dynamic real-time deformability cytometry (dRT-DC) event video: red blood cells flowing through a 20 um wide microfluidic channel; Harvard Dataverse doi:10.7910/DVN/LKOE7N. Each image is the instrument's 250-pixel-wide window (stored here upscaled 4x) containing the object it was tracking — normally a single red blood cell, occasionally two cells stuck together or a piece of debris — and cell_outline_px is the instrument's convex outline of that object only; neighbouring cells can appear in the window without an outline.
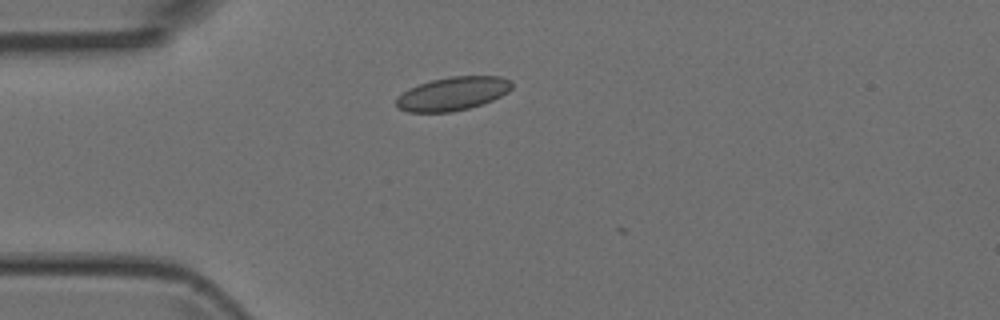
{"species": "Egyptian fruit bat (a non-hibernating species)", "species_latin": "Rousettus aegyptiacus", "temperature_condition": "room temperature", "stored_images_in_passage": 2, "camera_frame_rate_fps": 3000, "um_per_image_px": 0.085, "animal": {"sex": "female"}, "frame": {"image": 1, "passage_image": 2, "time_ms": 1.0, "image_size_px": [1000, 320], "cell_outline_px": [[512, 88], [508, 92], [492, 100], [468, 108], [452, 112], [408, 112], [396, 108], [396, 100], [408, 88], [432, 80], [452, 76], [504, 76], [512, 80]], "centroid_in_image_um": [38.5, 7.96], "position_along_channel_um": 46.5, "area_um2": 22.54}}